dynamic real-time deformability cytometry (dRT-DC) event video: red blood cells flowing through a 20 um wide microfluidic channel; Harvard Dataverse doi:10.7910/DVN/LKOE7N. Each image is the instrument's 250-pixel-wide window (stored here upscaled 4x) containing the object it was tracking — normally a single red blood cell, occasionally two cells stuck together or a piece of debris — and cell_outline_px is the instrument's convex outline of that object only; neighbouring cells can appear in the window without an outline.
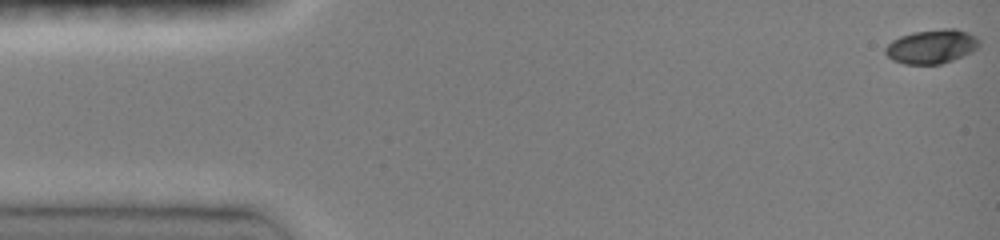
{"species": "common noctule bat (a hibernating species)", "species_latin": "Nyctalus noctula", "temperature_condition": "room temperature", "stored_images_in_passage": 47, "camera_frame_rate_fps": 3000, "um_per_image_px": 0.085, "animal": {"sex": "female", "body_mass_g": 19.0, "forearm_length_mm": 51.5}, "frame": {"image": 1, "passage_image": 1, "time_ms": 0.0, "image_size_px": [1000, 240], "cell_outline_px": [[980, 48], [972, 52], [952, 60], [940, 64], [904, 64], [892, 60], [884, 52], [884, 48], [892, 40], [900, 36], [912, 32], [944, 28], [956, 28], [968, 32], [976, 36], [980, 40]], "centroid_in_image_um": [79.22, 3.94], "position_along_channel_um": 5.8, "area_um2": 18.9}}
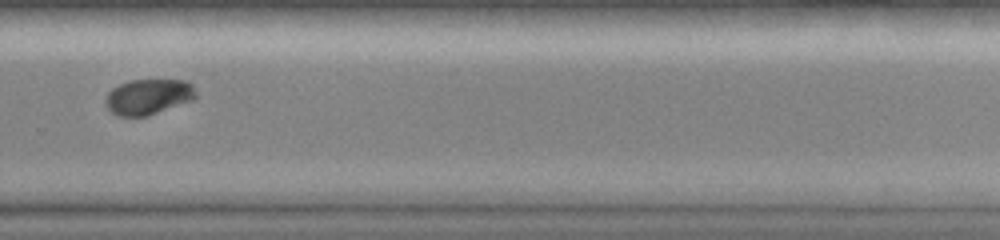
{"frame": {"image": 2, "passage_image": 33, "time_ms": 10.667, "image_size_px": [1000, 240], "cell_outline_px": [[196, 96], [192, 100], [148, 116], [120, 116], [112, 112], [108, 108], [104, 100], [108, 92], [112, 88], [120, 84], [132, 80], [184, 80], [192, 84], [196, 92]], "centroid_in_image_um": [12.6, 8.22], "position_along_channel_um": 317.2, "area_um2": 18.61}}
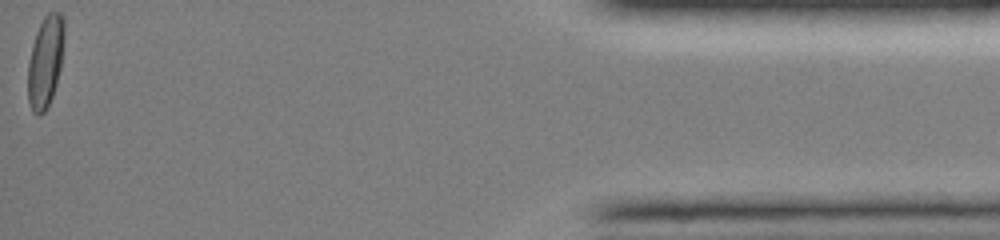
{"frame": {"image": 3, "passage_image": 47, "time_ms": 15.333, "image_size_px": [1000, 240], "cell_outline_px": [[64, 36], [60, 68], [56, 84], [52, 96], [44, 112], [40, 116], [36, 116], [32, 112], [28, 100], [28, 64], [32, 44], [36, 32], [44, 16], [48, 12], [60, 12], [64, 20]], "centroid_in_image_um": [3.85, 5.24], "position_along_channel_um": 431.4, "area_um2": 19.36}, "authors_computed_cell_mechanics": {"area_um2": 19.0162, "velocity_mm_per_s": 4.143, "shape_relaxation_time_tau1_ms": 3.3872, "shape_relaxation_time_tau2_ms": null, "deformation_change_tau1": 0.1253, "deformation_change_tau2": null}}